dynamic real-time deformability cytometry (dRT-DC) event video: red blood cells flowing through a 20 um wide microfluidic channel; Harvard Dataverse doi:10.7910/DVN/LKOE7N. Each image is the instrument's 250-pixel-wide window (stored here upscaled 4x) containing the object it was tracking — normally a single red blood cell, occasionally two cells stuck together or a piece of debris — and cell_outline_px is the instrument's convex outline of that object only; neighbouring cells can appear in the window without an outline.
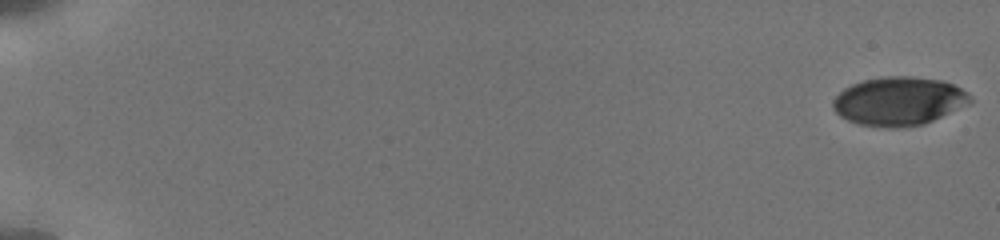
{"species": "human", "species_latin": "Homo sapiens", "temperature_condition": "cold", "stored_images_in_passage": 21, "camera_frame_rate_fps": 3000, "um_per_image_px": 0.085, "donor": {"sex": "male"}, "frame": {"image": 1, "passage_image": 1, "time_ms": 0.0, "image_size_px": [1000, 240], "cell_outline_px": [[972, 100], [968, 104], [924, 124], [900, 128], [888, 128], [860, 124], [848, 120], [840, 116], [832, 108], [832, 100], [844, 88], [852, 84], [864, 80], [884, 76], [912, 76], [944, 80], [968, 92], [972, 96]], "centroid_in_image_um": [76.4, 8.59], "position_along_channel_um": 8.6, "area_um2": 38.96}}
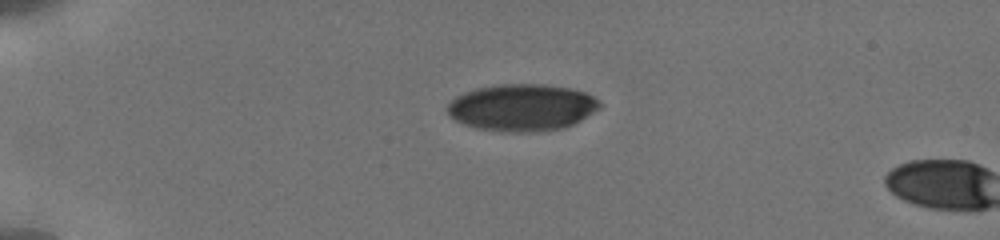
{"frame": {"image": 2, "passage_image": 19, "time_ms": 4.667, "image_size_px": [1000, 240], "cell_outline_px": [[600, 108], [580, 120], [564, 128], [536, 132], [500, 132], [476, 128], [464, 124], [456, 120], [448, 112], [448, 104], [456, 96], [464, 92], [476, 88], [500, 84], [544, 84], [568, 88], [584, 92], [592, 96], [600, 104]], "centroid_in_image_um": [44.35, 9.14], "position_along_channel_um": 40.7, "area_um2": 41.5}}